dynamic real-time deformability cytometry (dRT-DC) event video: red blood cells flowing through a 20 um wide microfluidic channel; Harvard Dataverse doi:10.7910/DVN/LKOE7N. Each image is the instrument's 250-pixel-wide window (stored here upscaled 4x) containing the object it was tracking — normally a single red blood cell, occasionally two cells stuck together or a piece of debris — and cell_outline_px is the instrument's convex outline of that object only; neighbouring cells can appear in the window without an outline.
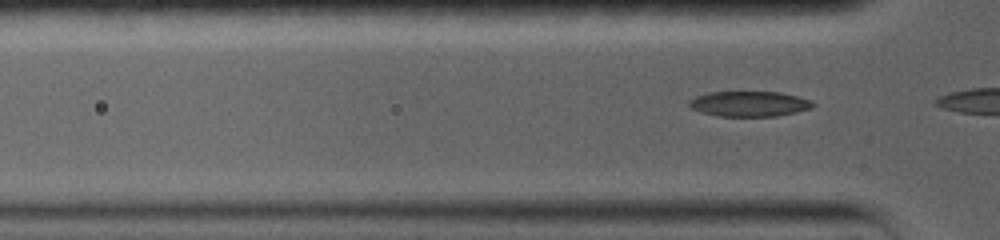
{"species": "common noctule bat (a hibernating species)", "species_latin": "Nyctalus noctula", "temperature_condition": "warm", "stored_images_in_passage": 11, "camera_frame_rate_fps": 5000, "um_per_image_px": 0.085, "animal": {"sex": "female", "body_mass_g": 19.0, "forearm_length_mm": 56.7}, "frame": {"image": 1, "passage_image": 6, "time_ms": 0.6, "image_size_px": [1000, 240], "cell_outline_px": [[816, 104], [812, 108], [796, 112], [776, 116], [716, 116], [700, 112], [692, 108], [688, 104], [688, 100], [696, 96], [708, 92], [780, 92], [812, 100]], "centroid_in_image_um": [63.68, 8.82], "position_along_channel_um": 62.1, "area_um2": 18.32}}